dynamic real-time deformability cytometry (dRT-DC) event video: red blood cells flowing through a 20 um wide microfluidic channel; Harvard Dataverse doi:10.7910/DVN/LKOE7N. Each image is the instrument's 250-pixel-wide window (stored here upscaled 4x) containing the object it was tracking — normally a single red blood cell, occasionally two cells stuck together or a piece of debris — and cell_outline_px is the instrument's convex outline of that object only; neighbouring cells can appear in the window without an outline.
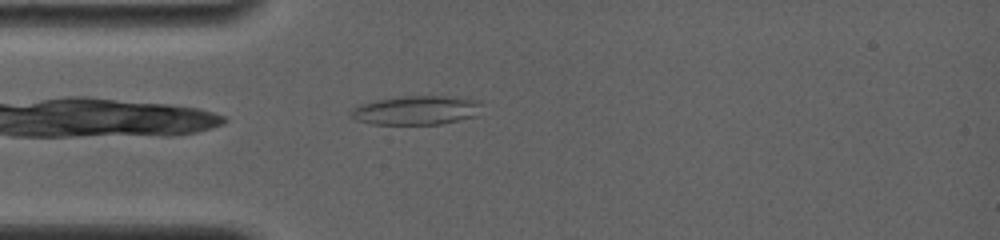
{"species": "common noctule bat (a hibernating species)", "species_latin": "Nyctalus noctula", "temperature_condition": "room temperature", "stored_images_in_passage": 4, "camera_frame_rate_fps": 4000, "um_per_image_px": 0.085, "animal": {"sex": "female", "body_mass_g": 19.0, "forearm_length_mm": 56.7}, "frame": {"image": 1, "passage_image": 1, "time_ms": 0.0, "image_size_px": [1000, 240], "cell_outline_px": [[480, 104], [476, 116], [440, 124], [372, 124], [356, 120], [348, 116], [348, 112], [352, 108], [360, 104], [376, 100], [404, 96], [448, 96], [480, 100]], "centroid_in_image_um": [35.32, 9.37], "position_along_channel_um": 49.7, "area_um2": 22.14}}
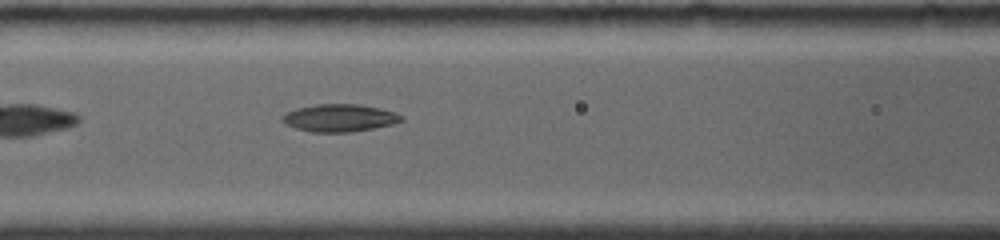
{"frame": {"image": 2, "passage_image": 4, "time_ms": 2.5, "image_size_px": [1000, 240], "cell_outline_px": [[404, 120], [392, 124], [352, 132], [308, 132], [296, 128], [280, 120], [280, 116], [296, 108], [316, 104], [356, 104], [380, 108], [396, 112], [404, 116]], "centroid_in_image_um": [28.86, 10.02], "position_along_channel_um": 137.7, "area_um2": 19.13}}